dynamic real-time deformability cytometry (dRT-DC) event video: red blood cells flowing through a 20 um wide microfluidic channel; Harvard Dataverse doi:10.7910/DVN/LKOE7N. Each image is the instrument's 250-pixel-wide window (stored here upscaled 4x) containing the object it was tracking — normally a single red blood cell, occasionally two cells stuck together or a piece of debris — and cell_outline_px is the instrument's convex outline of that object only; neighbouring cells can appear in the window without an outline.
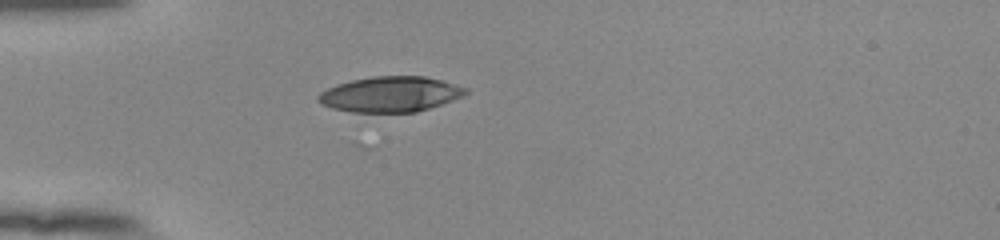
{"species": "human", "species_latin": "Homo sapiens", "temperature_condition": "room temperature", "stored_images_in_passage": 48, "camera_frame_rate_fps": 3000, "um_per_image_px": 0.085, "donor": {"sex": "female"}, "frame": {"image": 1, "passage_image": 21, "time_ms": 6.667, "image_size_px": [1000, 240], "cell_outline_px": [[468, 92], [464, 96], [416, 112], [352, 112], [332, 108], [316, 100], [316, 96], [320, 92], [336, 84], [352, 80], [372, 76], [424, 76], [440, 80], [468, 88]], "centroid_in_image_um": [33.16, 8.0], "position_along_channel_um": 51.8, "area_um2": 30.29}}
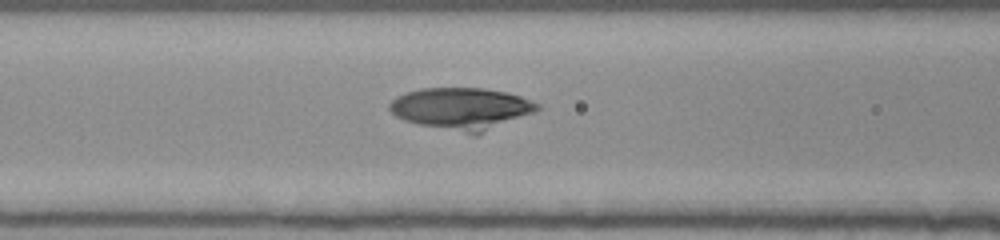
{"frame": {"image": 2, "passage_image": 28, "time_ms": 9.0, "image_size_px": [1000, 240], "cell_outline_px": [[540, 108], [536, 112], [476, 136], [472, 136], [420, 124], [404, 120], [396, 116], [388, 108], [388, 104], [396, 96], [420, 88], [484, 88], [508, 92], [520, 96], [540, 104]], "centroid_in_image_um": [39.26, 9.24], "position_along_channel_um": 127.3, "area_um2": 36.47}}
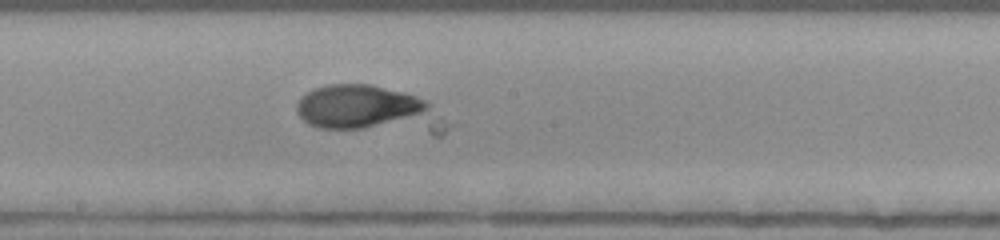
{"frame": {"image": 3, "passage_image": 35, "time_ms": 11.333, "image_size_px": [1000, 240], "cell_outline_px": [[428, 108], [424, 116], [364, 128], [320, 128], [308, 124], [296, 112], [296, 104], [300, 96], [312, 88], [328, 84], [372, 84], [404, 92], [416, 96], [424, 100], [428, 104]], "centroid_in_image_um": [30.39, 9.02], "position_along_channel_um": 217.8, "area_um2": 33.35}}